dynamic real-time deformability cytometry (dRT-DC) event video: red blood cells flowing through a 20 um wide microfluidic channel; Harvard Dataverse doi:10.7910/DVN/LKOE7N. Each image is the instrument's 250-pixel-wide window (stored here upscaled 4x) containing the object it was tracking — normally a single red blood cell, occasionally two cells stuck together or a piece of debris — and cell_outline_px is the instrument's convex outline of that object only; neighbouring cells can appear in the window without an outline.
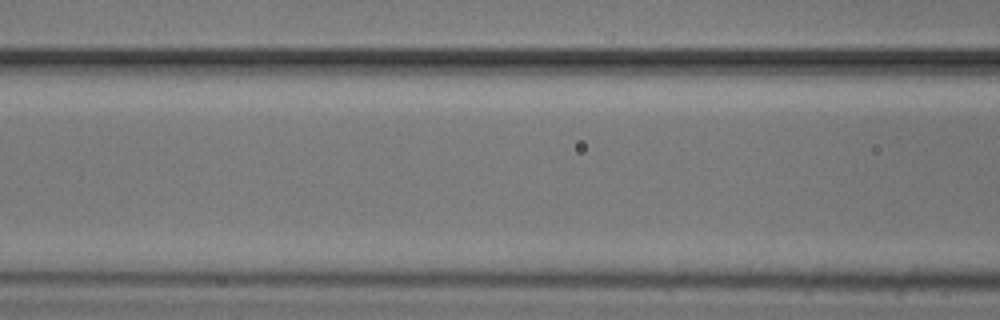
{"species": "common noctule bat (a hibernating species)", "species_latin": "Nyctalus noctula", "temperature_condition": "cold", "stored_images_in_passage": 4, "segment_of_instrument_passage": [1, 2], "camera_frame_rate_fps": 3000, "um_per_image_px": 0.085, "animal": {"sex": "male", "body_mass_g": 20.5, "forearm_length_mm": 52.5}, "frame": {"image": 1, "passage_image": 3, "time_ms": 2.667, "image_size_px": [1000, 320], "cell_outline_px": [[656, 60], [652, 80], [628, 80], [492, 76], [484, 60]], "centroid_in_image_um": [48.83, 5.87], "position_along_channel_um": 117.8, "area_um2": 21.91}}